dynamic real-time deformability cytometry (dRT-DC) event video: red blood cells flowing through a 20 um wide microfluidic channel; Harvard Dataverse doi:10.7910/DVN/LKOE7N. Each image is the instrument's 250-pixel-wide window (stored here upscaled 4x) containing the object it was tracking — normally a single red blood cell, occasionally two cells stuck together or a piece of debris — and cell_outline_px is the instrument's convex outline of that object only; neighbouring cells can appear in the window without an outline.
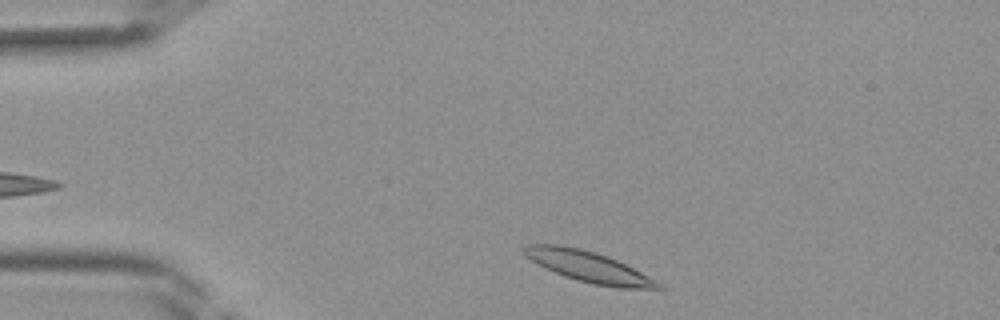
{"species": "Egyptian fruit bat (a non-hibernating species)", "species_latin": "Rousettus aegyptiacus", "temperature_condition": "room temperature", "stored_images_in_passage": 35, "camera_frame_rate_fps": 3000, "um_per_image_px": 0.085, "frame": {"image": 1, "passage_image": 1, "time_ms": 0.0, "image_size_px": [1000, 320], "cell_outline_px": [[664, 288], [616, 288], [592, 284], [564, 276], [524, 256], [520, 252], [520, 248], [524, 244], [556, 244], [580, 248], [596, 252], [608, 256], [664, 284]], "centroid_in_image_um": [49.98, 22.65], "position_along_channel_um": 35.0, "area_um2": 23.99}}
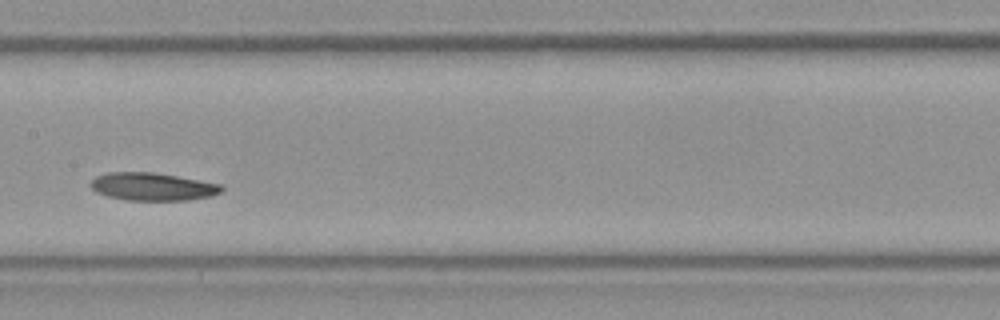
{"frame": {"image": 2, "passage_image": 14, "time_ms": 4.333, "image_size_px": [1000, 320], "cell_outline_px": [[224, 188], [220, 192], [212, 196], [188, 200], [124, 200], [108, 196], [96, 192], [88, 184], [96, 176], [108, 172], [152, 172], [200, 180], [220, 184]], "centroid_in_image_um": [12.94, 15.86], "position_along_channel_um": 194.5, "area_um2": 21.21}}
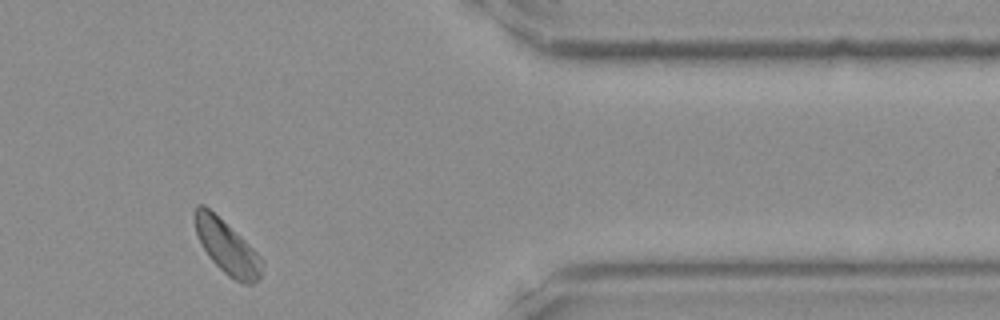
{"frame": {"image": 3, "passage_image": 28, "time_ms": 9.0, "image_size_px": [1000, 320], "cell_outline_px": [[260, 276], [252, 284], [244, 284], [228, 276], [208, 256], [196, 232], [192, 216], [196, 204], [204, 204], [240, 236], [260, 256]], "centroid_in_image_um": [19.22, 20.96], "position_along_channel_um": 392.2, "area_um2": 20.4}}